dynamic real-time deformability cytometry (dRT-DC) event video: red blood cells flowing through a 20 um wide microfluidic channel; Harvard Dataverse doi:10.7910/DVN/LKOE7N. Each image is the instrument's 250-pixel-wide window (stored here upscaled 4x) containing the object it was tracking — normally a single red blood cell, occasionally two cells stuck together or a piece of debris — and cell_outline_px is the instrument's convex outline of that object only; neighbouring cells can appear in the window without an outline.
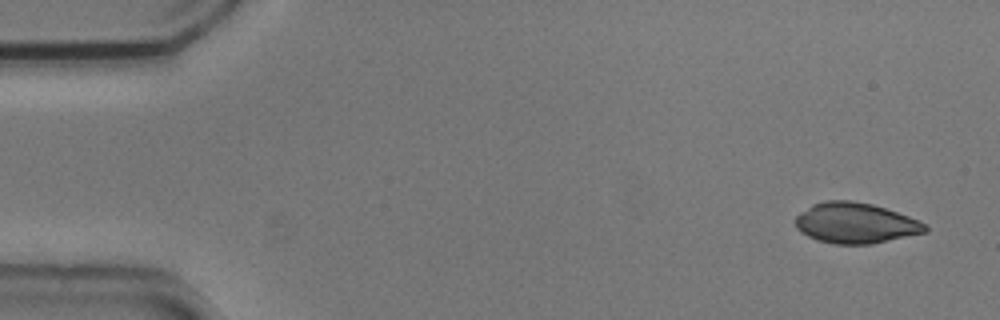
{"species": "common noctule bat (a hibernating species)", "species_latin": "Nyctalus noctula", "temperature_condition": "cold", "stored_images_in_passage": 3, "camera_frame_rate_fps": 3000, "um_per_image_px": 0.085, "animal": {"sex": "male", "body_mass_g": 20.5, "forearm_length_mm": 52.5}, "frame": {"image": 1, "passage_image": 1, "time_ms": 0.0, "image_size_px": [1000, 320], "cell_outline_px": [[928, 232], [872, 244], [832, 244], [816, 240], [800, 232], [796, 228], [796, 216], [800, 212], [812, 204], [824, 200], [852, 200], [872, 204], [908, 216], [928, 224]], "centroid_in_image_um": [72.72, 18.96], "position_along_channel_um": 12.3, "area_um2": 30.92}}